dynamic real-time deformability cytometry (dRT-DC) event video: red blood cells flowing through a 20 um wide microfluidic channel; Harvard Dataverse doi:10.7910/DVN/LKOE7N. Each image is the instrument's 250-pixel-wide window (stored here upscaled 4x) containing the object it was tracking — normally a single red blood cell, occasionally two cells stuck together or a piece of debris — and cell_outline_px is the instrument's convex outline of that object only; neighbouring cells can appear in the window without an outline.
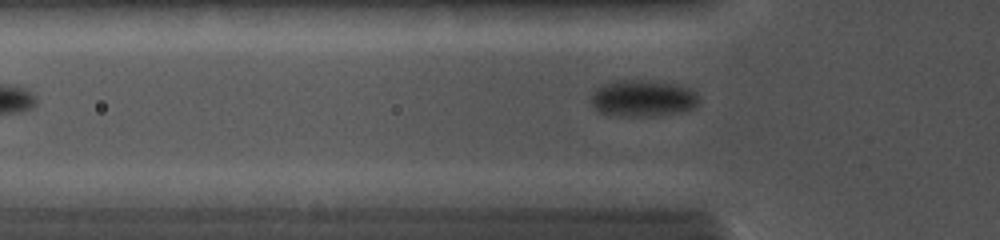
{"species": "common noctule bat (a hibernating species)", "species_latin": "Nyctalus noctula", "temperature_condition": "cold", "stored_images_in_passage": 3, "camera_frame_rate_fps": 5000, "um_per_image_px": 0.085, "animal": {"sex": "female", "body_mass_g": 19.0, "forearm_length_mm": 56.7}, "frame": {"image": 1, "passage_image": 3, "time_ms": 2.4, "image_size_px": [1000, 240], "cell_outline_px": [[700, 104], [696, 108], [680, 112], [652, 116], [620, 116], [596, 112], [592, 104], [592, 92], [600, 84], [608, 80], [652, 80], [676, 84], [692, 88], [696, 92], [700, 100]], "centroid_in_image_um": [54.65, 8.34], "position_along_channel_um": 71.1, "area_um2": 23.76}}